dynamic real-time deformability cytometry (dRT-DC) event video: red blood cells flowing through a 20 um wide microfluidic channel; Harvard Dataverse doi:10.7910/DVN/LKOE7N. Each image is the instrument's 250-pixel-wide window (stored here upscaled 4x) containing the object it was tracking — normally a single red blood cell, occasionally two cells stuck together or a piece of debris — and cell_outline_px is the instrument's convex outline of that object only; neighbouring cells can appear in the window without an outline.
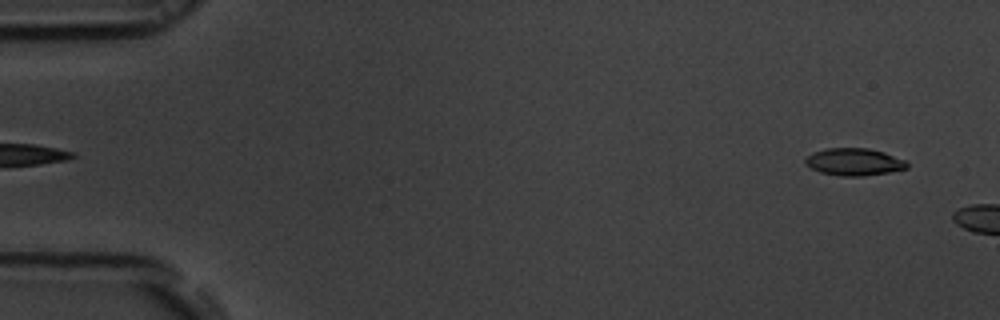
{"species": "common noctule bat (a hibernating species)", "species_latin": "Nyctalus noctula", "temperature_condition": "room temperature", "stored_images_in_passage": 6, "camera_frame_rate_fps": 3000, "um_per_image_px": 0.085, "animal": {"sex": "male", "body_mass_g": 19.5, "forearm_length_mm": 54.6}, "frame": {"image": 1, "passage_image": 2, "time_ms": 0.333, "image_size_px": [1000, 320], "cell_outline_px": [[908, 168], [888, 172], [864, 176], [840, 176], [820, 172], [804, 164], [804, 160], [812, 152], [824, 148], [868, 148], [884, 152], [904, 160], [908, 164]], "centroid_in_image_um": [72.56, 13.76], "position_along_channel_um": 12.4, "area_um2": 16.18}}